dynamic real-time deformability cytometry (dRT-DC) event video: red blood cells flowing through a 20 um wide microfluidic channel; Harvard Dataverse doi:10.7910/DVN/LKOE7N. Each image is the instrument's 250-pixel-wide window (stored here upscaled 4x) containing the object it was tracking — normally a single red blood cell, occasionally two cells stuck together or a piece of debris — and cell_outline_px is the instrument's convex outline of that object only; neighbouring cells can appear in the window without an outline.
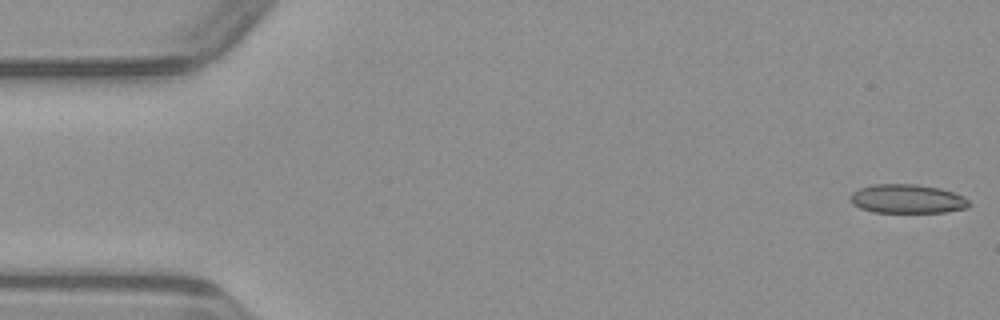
{"species": "common noctule bat (a hibernating species)", "species_latin": "Nyctalus noctula", "temperature_condition": "warm", "stored_images_in_passage": 49, "camera_frame_rate_fps": 3000, "um_per_image_px": 0.085, "animal": {"sex": "male", "body_mass_g": 23.1, "forearm_length_mm": 52.7}, "frame": {"image": 1, "passage_image": 1, "time_ms": 0.0, "image_size_px": [1000, 320], "cell_outline_px": [[972, 204], [968, 208], [944, 212], [872, 212], [860, 208], [852, 204], [848, 196], [852, 192], [860, 188], [872, 184], [916, 184], [940, 188], [964, 196]], "centroid_in_image_um": [77.1, 16.9], "position_along_channel_um": 7.9, "area_um2": 20.23}}
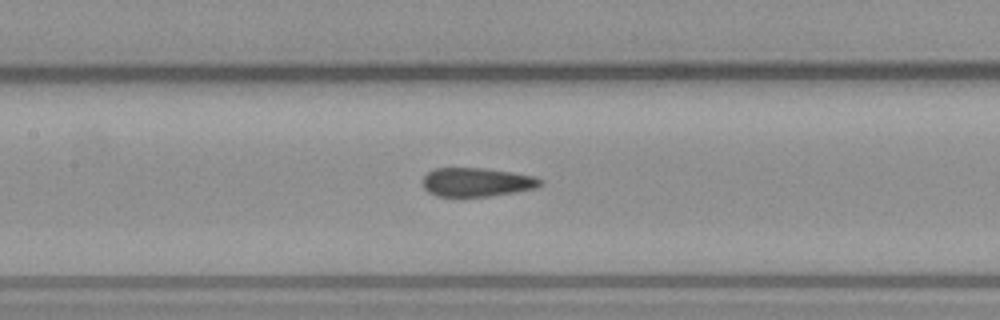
{"frame": {"image": 2, "passage_image": 22, "time_ms": 7.0, "image_size_px": [1000, 320], "cell_outline_px": [[544, 184], [536, 188], [516, 192], [488, 196], [436, 196], [428, 192], [424, 188], [424, 176], [428, 172], [436, 168], [484, 168], [512, 172], [536, 176], [544, 180]], "centroid_in_image_um": [40.58, 15.48], "position_along_channel_um": 166.8, "area_um2": 19.83}}
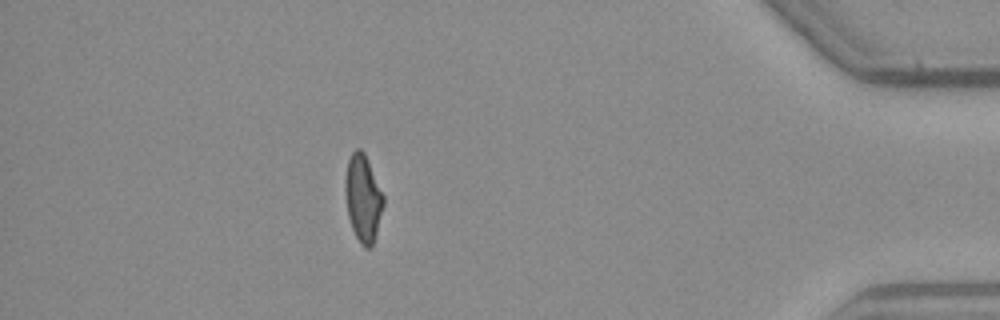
{"frame": {"image": 3, "passage_image": 43, "time_ms": 14.0, "image_size_px": [1000, 320], "cell_outline_px": [[384, 204], [372, 248], [364, 248], [360, 244], [352, 228], [348, 216], [344, 192], [344, 180], [348, 160], [352, 152], [356, 148], [360, 148], [364, 152], [384, 196]], "centroid_in_image_um": [30.84, 16.85], "position_along_channel_um": 404.4, "area_um2": 19.48}}